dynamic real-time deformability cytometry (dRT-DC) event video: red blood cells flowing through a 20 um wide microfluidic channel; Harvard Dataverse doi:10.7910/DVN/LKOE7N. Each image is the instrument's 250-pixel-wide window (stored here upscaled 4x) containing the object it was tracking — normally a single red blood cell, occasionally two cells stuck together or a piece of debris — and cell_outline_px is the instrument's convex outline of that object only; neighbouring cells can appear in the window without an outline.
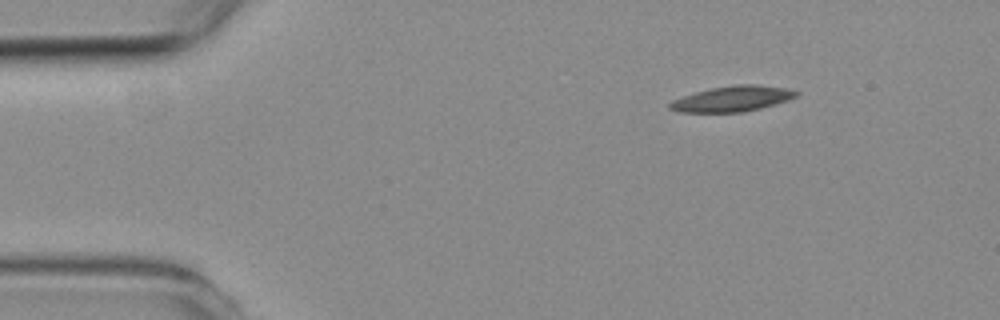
{"species": "common noctule bat (a hibernating species)", "species_latin": "Nyctalus noctula", "temperature_condition": "room temperature", "stored_images_in_passage": 3, "camera_frame_rate_fps": 3000, "um_per_image_px": 0.085, "animal": {"sex": "female", "body_mass_g": 19.3, "forearm_length_mm": 54.1}, "frame": {"image": 1, "passage_image": 1, "time_ms": 0.0, "image_size_px": [1000, 320], "cell_outline_px": [[800, 92], [796, 96], [788, 100], [760, 108], [744, 112], [680, 112], [668, 108], [668, 104], [672, 100], [696, 92], [712, 88], [736, 84], [756, 84], [784, 88]], "centroid_in_image_um": [62.24, 8.4], "position_along_channel_um": 22.8, "area_um2": 18.61}}
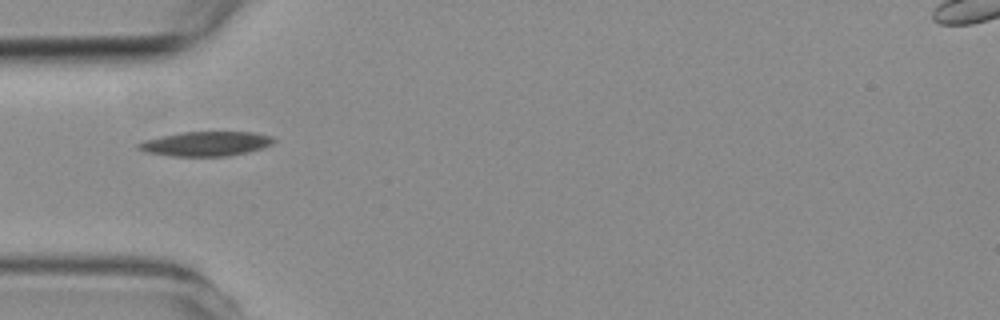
{"frame": {"image": 2, "passage_image": 3, "time_ms": 3.0, "image_size_px": [1000, 320], "cell_outline_px": [[276, 140], [272, 144], [264, 148], [248, 152], [228, 156], [172, 156], [144, 152], [136, 148], [136, 144], [144, 140], [184, 132], [252, 132], [272, 136]], "centroid_in_image_um": [17.51, 12.23], "position_along_channel_um": 67.5, "area_um2": 19.36}}